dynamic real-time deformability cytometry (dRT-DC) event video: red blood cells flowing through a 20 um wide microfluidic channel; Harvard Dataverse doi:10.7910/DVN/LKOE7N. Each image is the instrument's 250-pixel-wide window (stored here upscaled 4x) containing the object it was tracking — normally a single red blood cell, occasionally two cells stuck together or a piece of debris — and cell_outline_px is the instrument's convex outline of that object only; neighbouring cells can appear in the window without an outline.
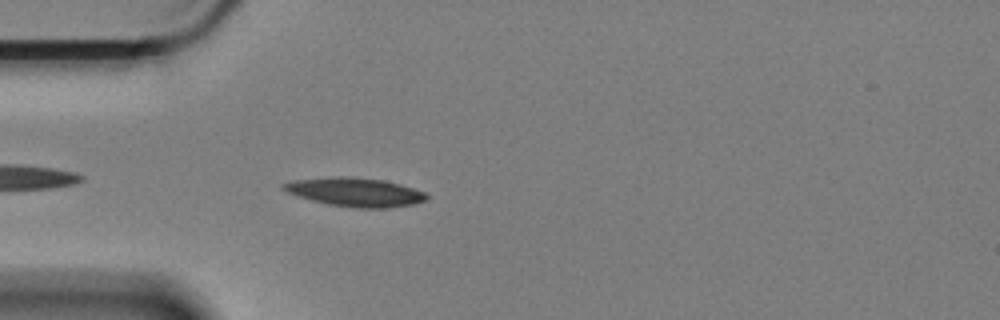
{"species": "Egyptian fruit bat (a non-hibernating species)", "species_latin": "Rousettus aegyptiacus", "temperature_condition": "cold", "stored_images_in_passage": 20, "camera_frame_rate_fps": 3000, "um_per_image_px": 0.085, "animal": {"sex": "female"}, "frame": {"image": 1, "passage_image": 3, "time_ms": 0.667, "image_size_px": [1000, 320], "cell_outline_px": [[428, 196], [424, 200], [412, 204], [384, 208], [356, 208], [328, 204], [312, 200], [288, 192], [280, 188], [280, 184], [292, 180], [332, 176], [348, 176], [384, 180], [400, 184], [424, 192]], "centroid_in_image_um": [30.13, 16.31], "position_along_channel_um": 54.9, "area_um2": 23.87}}
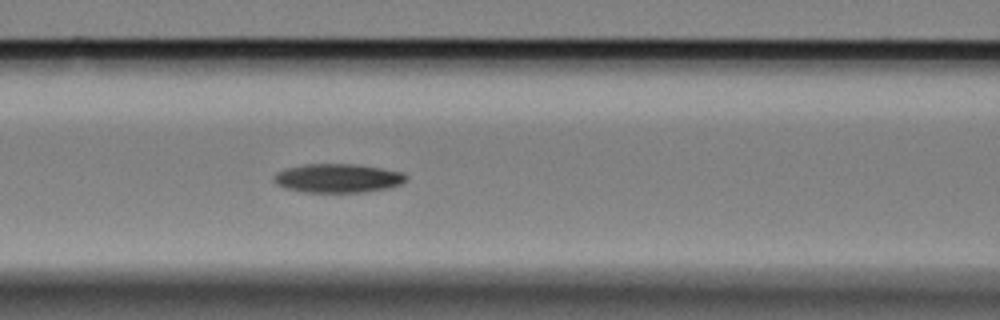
{"frame": {"image": 2, "passage_image": 11, "time_ms": 3.333, "image_size_px": [1000, 320], "cell_outline_px": [[408, 180], [400, 184], [388, 188], [360, 192], [304, 192], [284, 188], [276, 184], [272, 180], [272, 176], [276, 172], [284, 168], [304, 164], [356, 164], [404, 172], [408, 176]], "centroid_in_image_um": [28.68, 15.14], "position_along_channel_um": 137.9, "area_um2": 22.48}}
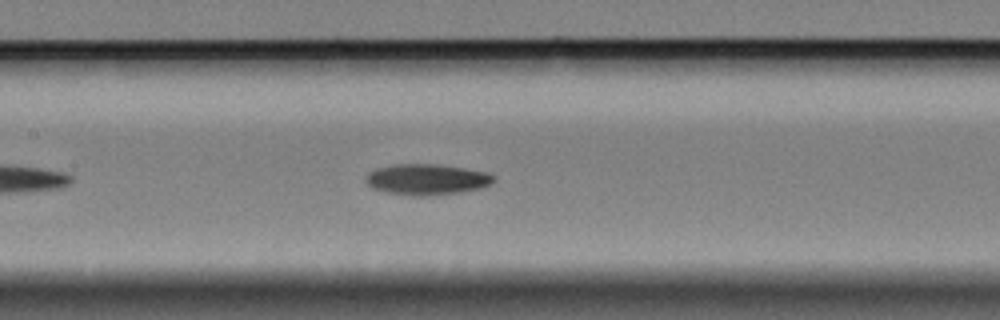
{"frame": {"image": 3, "passage_image": 14, "time_ms": 4.333, "image_size_px": [1000, 320], "cell_outline_px": [[496, 180], [480, 188], [460, 192], [420, 196], [416, 196], [388, 192], [372, 188], [364, 180], [364, 176], [368, 172], [376, 168], [392, 164], [436, 164], [464, 168], [488, 172], [496, 176]], "centroid_in_image_um": [36.25, 15.23], "position_along_channel_um": 171.1, "area_um2": 23.0}}